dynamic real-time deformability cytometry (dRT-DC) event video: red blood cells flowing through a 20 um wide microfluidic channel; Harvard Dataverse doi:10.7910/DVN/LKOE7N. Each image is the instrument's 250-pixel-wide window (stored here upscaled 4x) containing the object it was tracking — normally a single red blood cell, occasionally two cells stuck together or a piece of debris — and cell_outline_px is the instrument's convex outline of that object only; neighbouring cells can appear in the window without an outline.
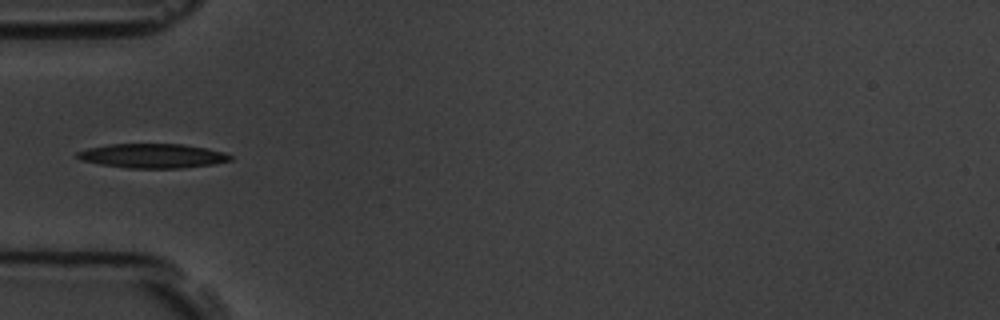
{"species": "common noctule bat (a hibernating species)", "species_latin": "Nyctalus noctula", "temperature_condition": "room temperature", "stored_images_in_passage": 4, "camera_frame_rate_fps": 3000, "um_per_image_px": 0.085, "animal": {"sex": "male", "body_mass_g": 19.5, "forearm_length_mm": 54.6}, "frame": {"image": 1, "passage_image": 4, "time_ms": 3.333, "image_size_px": [1000, 320], "cell_outline_px": [[232, 160], [212, 164], [180, 168], [128, 168], [100, 164], [84, 160], [76, 156], [76, 152], [88, 148], [108, 144], [184, 144], [208, 148], [224, 152], [232, 156]], "centroid_in_image_um": [12.99, 13.24], "position_along_channel_um": 72.0, "area_um2": 21.62}}